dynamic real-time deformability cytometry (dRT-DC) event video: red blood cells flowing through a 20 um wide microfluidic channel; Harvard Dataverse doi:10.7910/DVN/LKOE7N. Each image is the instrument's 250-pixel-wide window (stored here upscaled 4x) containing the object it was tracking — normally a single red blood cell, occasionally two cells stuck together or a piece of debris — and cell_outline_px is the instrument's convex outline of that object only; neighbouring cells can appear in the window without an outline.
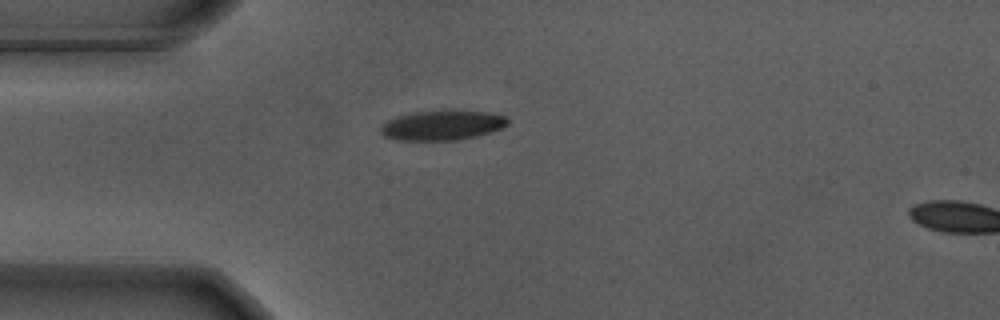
{"species": "Egyptian fruit bat (a non-hibernating species)", "species_latin": "Rousettus aegyptiacus", "temperature_condition": "warm", "stored_images_in_passage": 3, "camera_frame_rate_fps": 3000, "um_per_image_px": 0.085, "animal": {"sex": "male"}, "frame": {"image": 1, "passage_image": 1, "time_ms": 0.0, "image_size_px": [1000, 320], "cell_outline_px": [[508, 124], [492, 132], [476, 136], [456, 140], [396, 140], [384, 136], [380, 132], [380, 128], [388, 120], [400, 116], [416, 112], [440, 108], [488, 112], [504, 116], [508, 120]], "centroid_in_image_um": [37.6, 10.62], "position_along_channel_um": 47.4, "area_um2": 22.37}}